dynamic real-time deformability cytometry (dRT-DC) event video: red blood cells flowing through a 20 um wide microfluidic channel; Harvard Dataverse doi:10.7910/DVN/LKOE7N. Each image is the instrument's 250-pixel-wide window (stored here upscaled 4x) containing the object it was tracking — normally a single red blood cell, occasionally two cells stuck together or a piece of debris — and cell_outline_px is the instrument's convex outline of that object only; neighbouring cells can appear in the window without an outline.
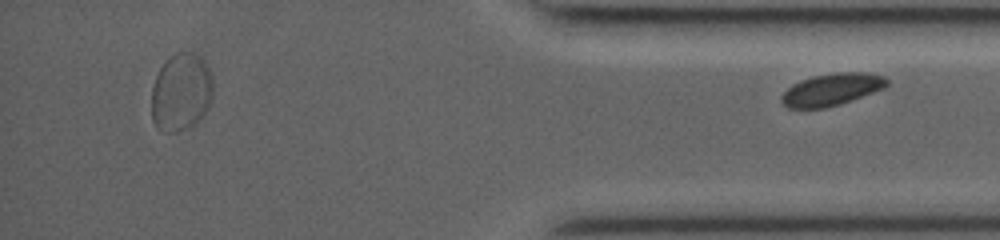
{"species": "common noctule bat (a hibernating species)", "species_latin": "Nyctalus noctula", "temperature_condition": "room temperature", "stored_images_in_passage": 24, "segment_of_instrument_passage": [2, 2], "camera_frame_rate_fps": 3000, "um_per_image_px": 0.085, "animal": {"sex": "female", "body_mass_g": 19.0, "forearm_length_mm": 53.3}, "frame": {"image": 1, "passage_image": 24, "time_ms": 14.333, "image_size_px": [1000, 240], "cell_outline_px": [[888, 84], [884, 88], [840, 104], [824, 108], [788, 108], [780, 100], [780, 96], [792, 84], [800, 80], [812, 76], [836, 72], [864, 72], [884, 76], [888, 80]], "centroid_in_image_um": [70.67, 7.6], "position_along_channel_um": 364.5, "area_um2": 19.71}}